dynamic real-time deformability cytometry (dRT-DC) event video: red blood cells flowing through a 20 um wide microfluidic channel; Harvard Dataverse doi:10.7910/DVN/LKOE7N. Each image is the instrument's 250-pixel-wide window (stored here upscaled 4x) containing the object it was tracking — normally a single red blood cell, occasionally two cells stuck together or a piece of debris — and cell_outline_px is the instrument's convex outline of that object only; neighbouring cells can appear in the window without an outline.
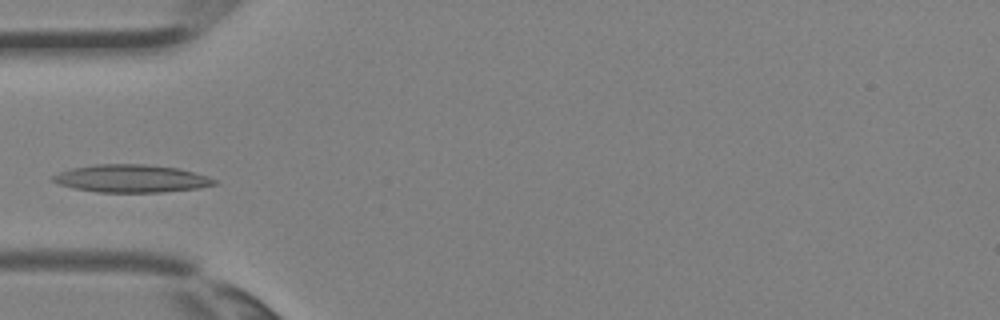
{"species": "Egyptian fruit bat (a non-hibernating species)", "species_latin": "Rousettus aegyptiacus", "temperature_condition": "room temperature", "stored_images_in_passage": 3, "camera_frame_rate_fps": 3000, "um_per_image_px": 0.085, "animal": {"sex": "female"}, "frame": {"image": 1, "passage_image": 3, "time_ms": 0.667, "image_size_px": [1000, 320], "cell_outline_px": [[220, 184], [200, 188], [164, 192], [96, 192], [72, 188], [60, 184], [52, 180], [52, 176], [60, 172], [72, 168], [92, 164], [144, 164], [180, 168], [208, 176], [216, 180]], "centroid_in_image_um": [11.21, 15.17], "position_along_channel_um": 73.8, "area_um2": 26.3}}